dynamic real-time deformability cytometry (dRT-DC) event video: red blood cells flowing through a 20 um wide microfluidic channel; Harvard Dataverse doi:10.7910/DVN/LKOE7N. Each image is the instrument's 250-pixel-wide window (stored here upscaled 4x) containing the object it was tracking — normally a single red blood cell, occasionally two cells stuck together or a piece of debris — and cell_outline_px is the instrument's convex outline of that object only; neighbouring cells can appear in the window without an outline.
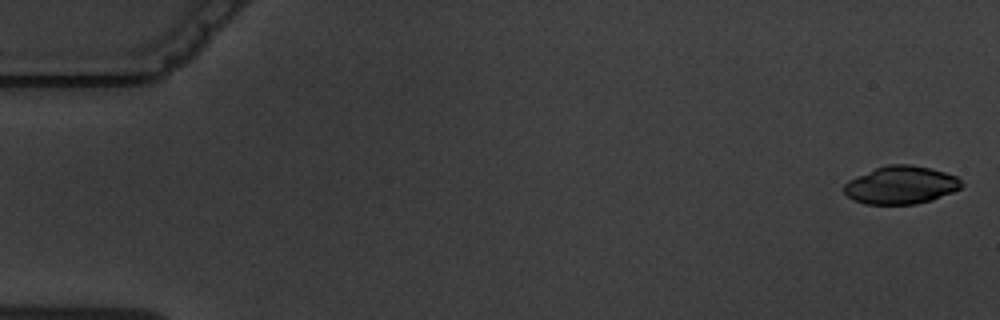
{"species": "common noctule bat (a hibernating species)", "species_latin": "Nyctalus noctula", "temperature_condition": "warm", "stored_images_in_passage": 10, "camera_frame_rate_fps": 3000, "um_per_image_px": 0.085, "animal": {"sex": "male", "body_mass_g": 19.5, "forearm_length_mm": 54.6}, "frame": {"image": 1, "passage_image": 1, "time_ms": 0.0, "image_size_px": [1000, 320], "cell_outline_px": [[964, 184], [960, 188], [952, 192], [932, 200], [916, 204], [864, 204], [852, 200], [844, 192], [844, 184], [848, 180], [856, 176], [876, 168], [888, 164], [912, 164], [944, 172], [956, 176]], "centroid_in_image_um": [76.56, 15.73], "position_along_channel_um": 8.4, "area_um2": 25.95}}
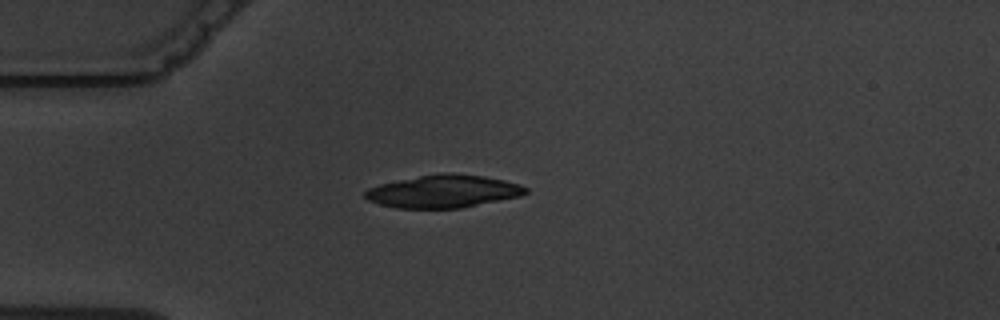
{"frame": {"image": 2, "passage_image": 5, "time_ms": 4.667, "image_size_px": [1000, 320], "cell_outline_px": [[528, 192], [520, 196], [460, 208], [396, 208], [380, 204], [368, 200], [364, 196], [364, 192], [368, 188], [380, 184], [420, 176], [444, 172], [452, 172], [484, 176], [504, 180], [520, 184], [528, 188]], "centroid_in_image_um": [37.7, 16.26], "position_along_channel_um": 47.3, "area_um2": 30.52}}